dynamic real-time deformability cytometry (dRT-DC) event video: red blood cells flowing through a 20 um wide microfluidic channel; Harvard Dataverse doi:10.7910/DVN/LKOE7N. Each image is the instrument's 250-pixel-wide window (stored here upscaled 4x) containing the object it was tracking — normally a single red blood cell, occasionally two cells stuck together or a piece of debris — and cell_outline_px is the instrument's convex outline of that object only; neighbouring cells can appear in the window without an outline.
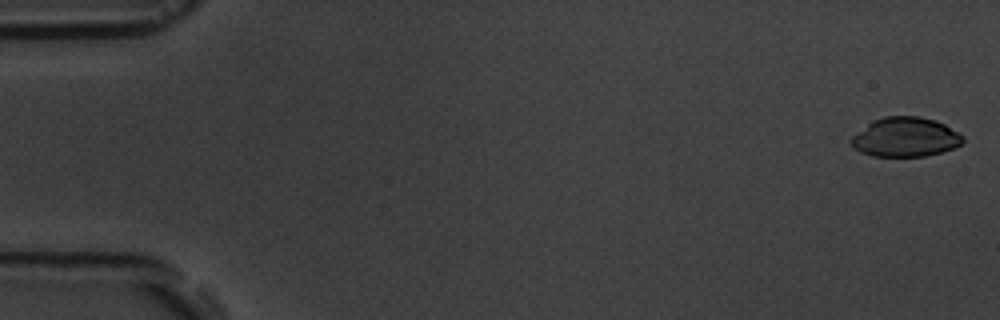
{"species": "common noctule bat (a hibernating species)", "species_latin": "Nyctalus noctula", "temperature_condition": "room temperature", "stored_images_in_passage": 8, "camera_frame_rate_fps": 3000, "um_per_image_px": 0.085, "animal": {"sex": "male", "body_mass_g": 19.5, "forearm_length_mm": 54.6}, "frame": {"image": 1, "passage_image": 1, "time_ms": 0.0, "image_size_px": [1000, 320], "cell_outline_px": [[964, 140], [960, 144], [952, 148], [940, 152], [924, 156], [872, 156], [860, 152], [852, 144], [852, 136], [872, 120], [884, 116], [920, 116], [936, 120], [944, 124], [964, 136]], "centroid_in_image_um": [76.96, 11.64], "position_along_channel_um": 8.0, "area_um2": 25.49}}
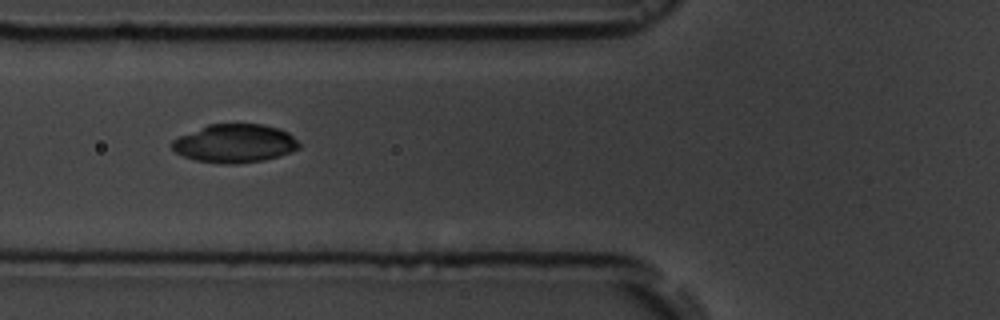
{"frame": {"image": 2, "passage_image": 6, "time_ms": 6.667, "image_size_px": [1000, 320], "cell_outline_px": [[300, 148], [280, 156], [264, 160], [236, 164], [224, 164], [196, 160], [184, 156], [176, 152], [172, 148], [172, 140], [180, 136], [208, 124], [264, 124], [280, 128], [288, 132], [300, 144]], "centroid_in_image_um": [19.98, 12.19], "position_along_channel_um": 105.8, "area_um2": 28.44}}
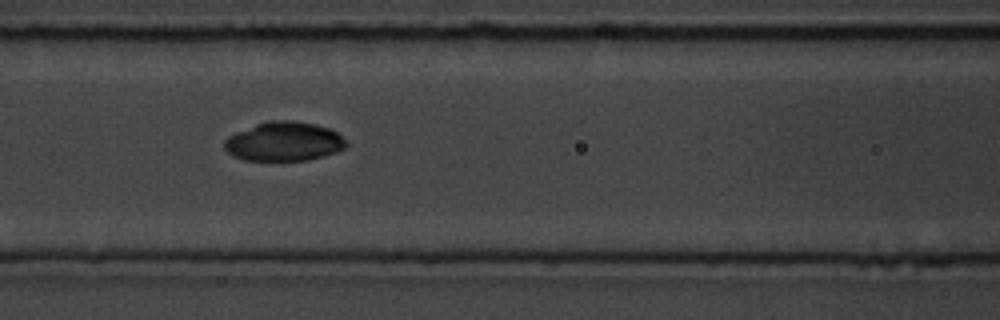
{"frame": {"image": 3, "passage_image": 7, "time_ms": 7.667, "image_size_px": [1000, 320], "cell_outline_px": [[348, 144], [344, 148], [336, 152], [324, 156], [308, 160], [244, 160], [232, 156], [224, 148], [224, 140], [228, 136], [236, 132], [256, 124], [268, 120], [292, 120], [316, 124], [328, 128], [336, 132]], "centroid_in_image_um": [24.11, 12.02], "position_along_channel_um": 142.5, "area_um2": 27.8}}